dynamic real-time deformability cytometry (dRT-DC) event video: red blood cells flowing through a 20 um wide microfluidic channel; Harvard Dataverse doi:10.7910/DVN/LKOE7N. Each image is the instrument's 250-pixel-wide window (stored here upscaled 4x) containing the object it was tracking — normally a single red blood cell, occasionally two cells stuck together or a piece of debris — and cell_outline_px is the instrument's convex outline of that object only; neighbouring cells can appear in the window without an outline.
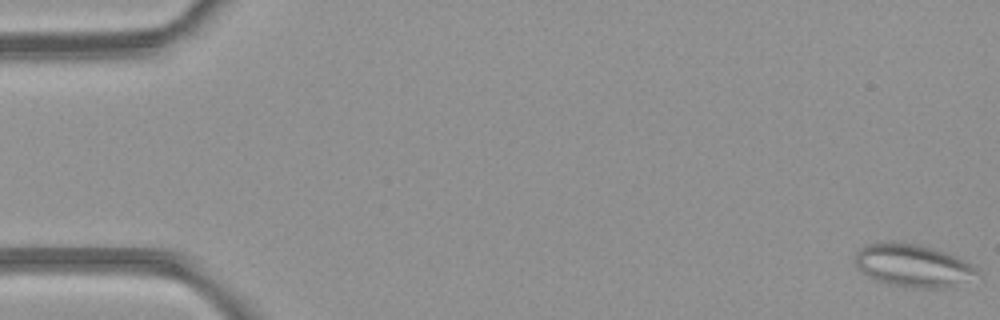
{"species": "common noctule bat (a hibernating species)", "species_latin": "Nyctalus noctula", "temperature_condition": "room temperature", "stored_images_in_passage": 15, "camera_frame_rate_fps": 3000, "um_per_image_px": 0.085, "animal": {"sex": "female", "body_mass_g": 21.9}, "frame": {"image": 1, "passage_image": 1, "time_ms": 0.0, "image_size_px": [1000, 320], "cell_outline_px": [[984, 276], [956, 288], [904, 288], [888, 284], [876, 280], [860, 272], [856, 264], [856, 252], [860, 248], [868, 244], [888, 240], [896, 240], [920, 244], [956, 256], [972, 264]], "centroid_in_image_um": [77.69, 22.59], "position_along_channel_um": 7.3, "area_um2": 31.67}}